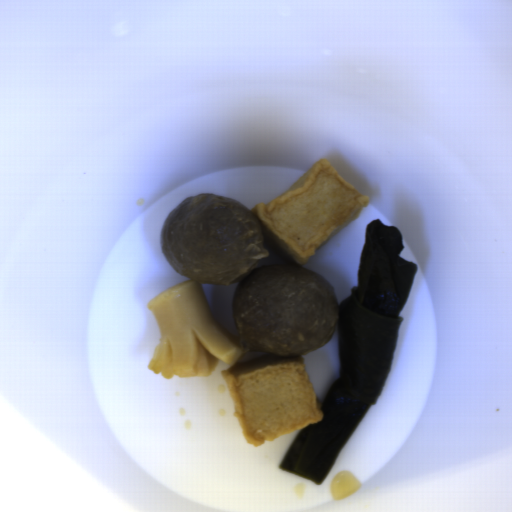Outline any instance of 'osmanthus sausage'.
<instances>
[{
  "mask_svg": "<svg viewBox=\"0 0 512 512\" xmlns=\"http://www.w3.org/2000/svg\"><path fill=\"white\" fill-rule=\"evenodd\" d=\"M160 339L148 364L164 379L212 374L221 361L227 369L246 352L241 339L215 319L201 283L173 285L147 302Z\"/></svg>",
  "mask_w": 512,
  "mask_h": 512,
  "instance_id": "obj_1",
  "label": "osmanthus sausage"
}]
</instances>
